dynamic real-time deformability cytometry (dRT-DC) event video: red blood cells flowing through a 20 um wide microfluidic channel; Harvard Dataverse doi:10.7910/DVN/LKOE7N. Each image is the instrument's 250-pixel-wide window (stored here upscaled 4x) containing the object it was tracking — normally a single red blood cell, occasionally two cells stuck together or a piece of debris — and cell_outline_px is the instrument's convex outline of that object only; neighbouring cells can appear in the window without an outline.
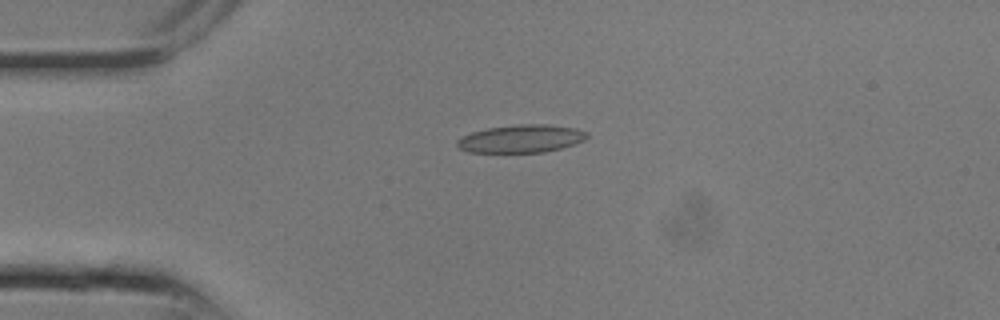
{"species": "common noctule bat (a hibernating species)", "species_latin": "Nyctalus noctula", "temperature_condition": "room temperature", "stored_images_in_passage": 9, "camera_frame_rate_fps": 3000, "um_per_image_px": 0.085, "animal": {"sex": "male", "body_mass_g": 13.3}, "frame": {"image": 1, "passage_image": 6, "time_ms": 1.667, "image_size_px": [1000, 320], "cell_outline_px": [[588, 136], [584, 140], [560, 148], [544, 152], [468, 152], [460, 148], [456, 144], [456, 140], [460, 136], [472, 132], [488, 128], [516, 124], [548, 124], [576, 128], [588, 132]], "centroid_in_image_um": [44.28, 11.78], "position_along_channel_um": 40.7, "area_um2": 21.1}}
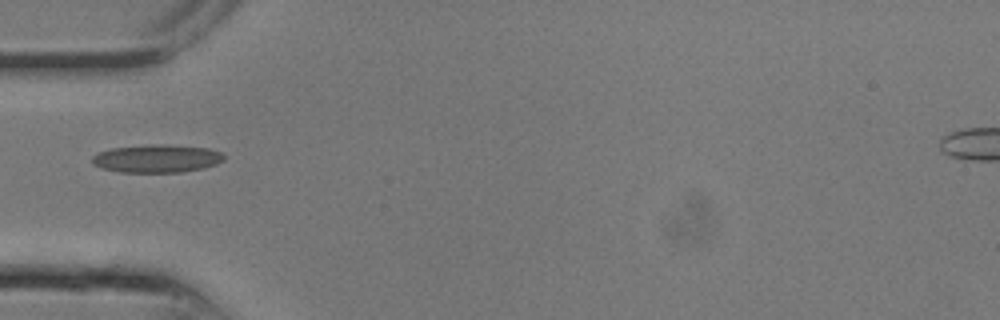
{"frame": {"image": 2, "passage_image": 8, "time_ms": 2.333, "image_size_px": [1000, 320], "cell_outline_px": [[224, 160], [216, 164], [204, 168], [184, 172], [120, 172], [104, 168], [92, 164], [92, 156], [100, 152], [112, 148], [160, 144], [208, 148], [220, 152], [224, 156]], "centroid_in_image_um": [13.35, 13.48], "position_along_channel_um": 71.6, "area_um2": 21.27}}